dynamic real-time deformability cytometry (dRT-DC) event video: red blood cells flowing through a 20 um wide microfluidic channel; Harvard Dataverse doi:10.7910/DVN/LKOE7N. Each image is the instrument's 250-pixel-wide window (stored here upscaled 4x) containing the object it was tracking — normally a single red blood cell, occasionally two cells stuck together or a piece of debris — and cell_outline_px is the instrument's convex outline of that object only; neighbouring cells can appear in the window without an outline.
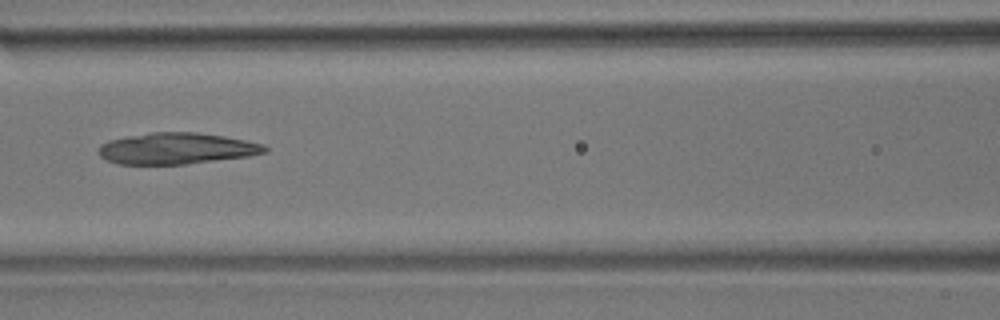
{"species": "common noctule bat (a hibernating species)", "species_latin": "Nyctalus noctula", "temperature_condition": "room temperature", "stored_images_in_passage": 3, "camera_frame_rate_fps": 3000, "um_per_image_px": 0.085, "animal": {"sex": "male", "body_mass_g": 17.9}, "frame": {"image": 1, "passage_image": 3, "time_ms": 2.667, "image_size_px": [1000, 320], "cell_outline_px": [[268, 148], [264, 152], [248, 156], [184, 164], [120, 164], [108, 160], [100, 156], [100, 144], [108, 140], [128, 136], [152, 132], [196, 132], [224, 136], [264, 144]], "centroid_in_image_um": [15.0, 12.61], "position_along_channel_um": 151.6, "area_um2": 30.0}}